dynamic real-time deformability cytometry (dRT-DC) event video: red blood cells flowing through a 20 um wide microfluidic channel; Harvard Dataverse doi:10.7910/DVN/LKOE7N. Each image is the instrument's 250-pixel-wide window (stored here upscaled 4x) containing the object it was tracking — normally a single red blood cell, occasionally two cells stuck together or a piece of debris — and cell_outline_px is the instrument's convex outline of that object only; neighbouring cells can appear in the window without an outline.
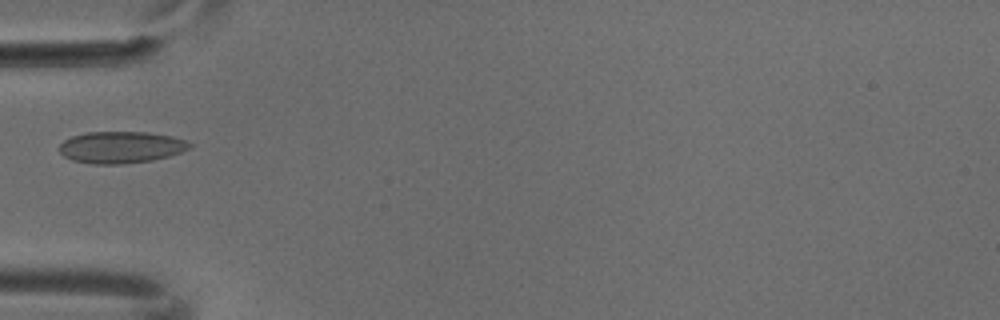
{"species": "common noctule bat (a hibernating species)", "species_latin": "Nyctalus noctula", "temperature_condition": "cold", "stored_images_in_passage": 6, "camera_frame_rate_fps": 3000, "um_per_image_px": 0.085, "animal": {"sex": "male", "body_mass_g": 18.8}, "frame": {"image": 1, "passage_image": 5, "time_ms": 1.333, "image_size_px": [1000, 320], "cell_outline_px": [[192, 148], [168, 156], [152, 160], [124, 164], [92, 164], [72, 160], [64, 156], [60, 152], [60, 144], [64, 140], [72, 136], [88, 132], [148, 132], [172, 136], [184, 140], [192, 144]], "centroid_in_image_um": [10.29, 12.52], "position_along_channel_um": 74.7, "area_um2": 24.1}}
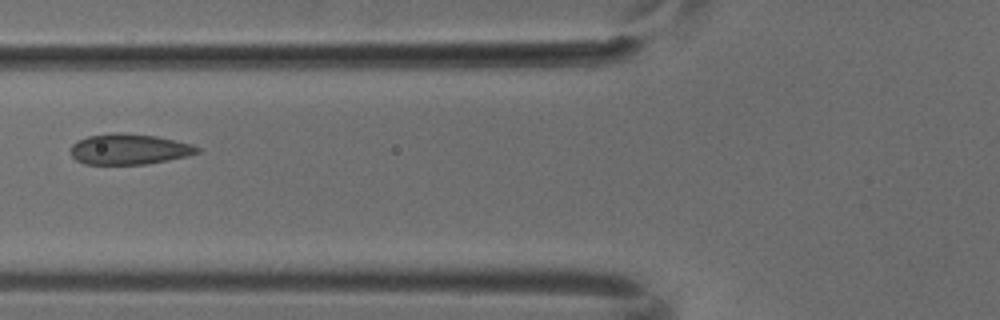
{"frame": {"image": 2, "passage_image": 6, "time_ms": 1.667, "image_size_px": [1000, 320], "cell_outline_px": [[200, 152], [188, 156], [168, 160], [144, 164], [84, 164], [76, 160], [72, 156], [72, 144], [88, 136], [120, 132], [156, 136], [192, 144], [200, 148]], "centroid_in_image_um": [11.0, 12.68], "position_along_channel_um": 114.8, "area_um2": 22.43}}